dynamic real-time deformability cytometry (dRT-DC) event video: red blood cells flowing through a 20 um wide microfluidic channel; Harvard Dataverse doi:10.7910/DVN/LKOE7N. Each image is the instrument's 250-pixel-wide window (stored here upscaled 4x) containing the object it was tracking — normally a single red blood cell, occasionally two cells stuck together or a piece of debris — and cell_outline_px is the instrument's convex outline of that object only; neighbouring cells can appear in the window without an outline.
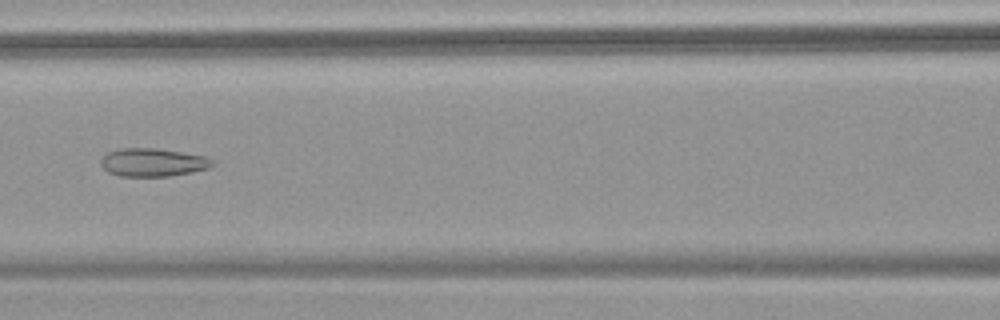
{"species": "common noctule bat (a hibernating species)", "species_latin": "Nyctalus noctula", "temperature_condition": "warm", "stored_images_in_passage": 55, "camera_frame_rate_fps": 3000, "um_per_image_px": 0.085, "animal": {"sex": "female", "body_mass_g": 18.4}, "frame": {"image": 1, "passage_image": 26, "time_ms": 8.333, "image_size_px": [1000, 320], "cell_outline_px": [[216, 164], [208, 168], [192, 172], [168, 176], [120, 176], [108, 172], [100, 164], [100, 160], [108, 152], [120, 148], [156, 148], [204, 156], [212, 160]], "centroid_in_image_um": [12.98, 13.8], "position_along_channel_um": 153.6, "area_um2": 18.21}}
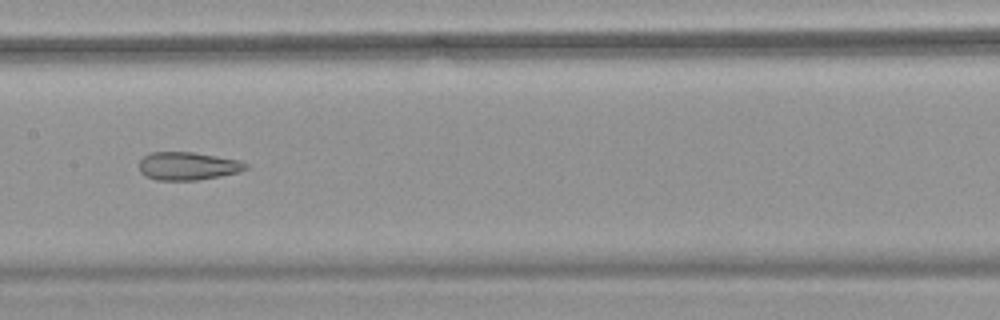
{"frame": {"image": 2, "passage_image": 29, "time_ms": 9.333, "image_size_px": [1000, 320], "cell_outline_px": [[248, 168], [240, 172], [200, 180], [156, 180], [144, 176], [140, 172], [140, 160], [144, 156], [152, 152], [192, 152], [240, 160], [248, 164]], "centroid_in_image_um": [15.98, 14.12], "position_along_channel_um": 191.4, "area_um2": 17.51}}
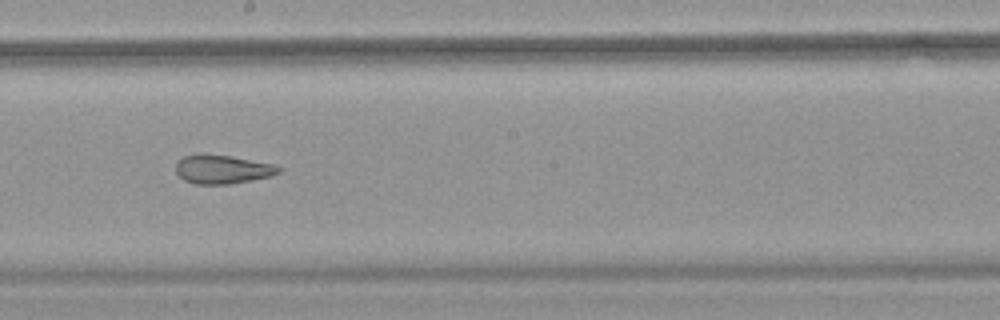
{"frame": {"image": 3, "passage_image": 32, "time_ms": 10.333, "image_size_px": [1000, 320], "cell_outline_px": [[284, 168], [280, 172], [272, 176], [228, 184], [196, 184], [184, 180], [176, 172], [176, 164], [184, 156], [232, 156], [276, 164]], "centroid_in_image_um": [19.0, 14.42], "position_along_channel_um": 229.2, "area_um2": 16.88}, "authors_computed_cell_mechanics": {"area_um2": 23.409, "velocity_mm_per_s": 3.8104, "shape_relaxation_time_tau1_ms": null, "shape_relaxation_time_tau2_ms": 2.1779, "deformation_change_tau1": null, "deformation_change_tau2": 0.1147}}